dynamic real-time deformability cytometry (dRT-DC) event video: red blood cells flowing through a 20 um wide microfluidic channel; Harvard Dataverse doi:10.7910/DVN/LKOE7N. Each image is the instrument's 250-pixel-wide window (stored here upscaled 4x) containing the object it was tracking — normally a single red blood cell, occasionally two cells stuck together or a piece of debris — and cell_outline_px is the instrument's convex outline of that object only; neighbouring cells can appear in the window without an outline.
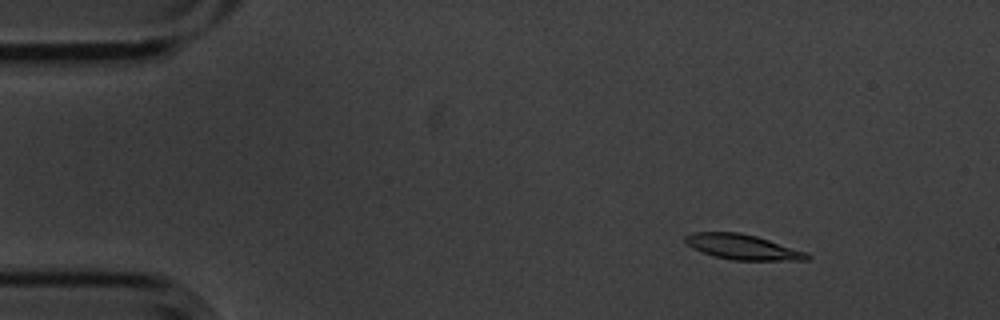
{"species": "common noctule bat (a hibernating species)", "species_latin": "Nyctalus noctula", "temperature_condition": "cold", "stored_images_in_passage": 4, "camera_frame_rate_fps": 3000, "um_per_image_px": 0.085, "animal": {"sex": "male", "body_mass_g": 20.1, "forearm_length_mm": 53.5}, "frame": {"image": 1, "passage_image": 2, "time_ms": 0.333, "image_size_px": [1000, 320], "cell_outline_px": [[812, 256], [808, 260], [732, 260], [712, 256], [692, 248], [684, 240], [684, 236], [692, 232], [740, 232], [756, 236], [808, 252]], "centroid_in_image_um": [63.12, 20.99], "position_along_channel_um": 21.9, "area_um2": 17.98}}